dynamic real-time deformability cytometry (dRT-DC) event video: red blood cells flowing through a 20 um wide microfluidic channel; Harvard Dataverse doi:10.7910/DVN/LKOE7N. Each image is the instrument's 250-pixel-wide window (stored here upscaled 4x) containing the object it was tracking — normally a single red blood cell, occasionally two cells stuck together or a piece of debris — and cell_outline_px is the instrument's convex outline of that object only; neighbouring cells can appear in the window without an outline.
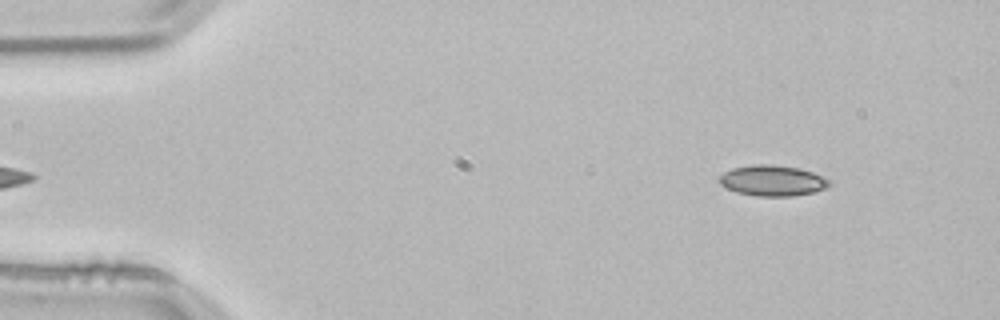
{"species": "common noctule bat (a hibernating species)", "species_latin": "Nyctalus noctula", "temperature_condition": "room temperature", "stored_images_in_passage": 50, "camera_frame_rate_fps": 3000, "um_per_image_px": 0.085, "animal": {"sex": "male", "body_mass_g": 21.5, "forearm_length_mm": 52.0}, "frame": {"image": 1, "passage_image": 2, "time_ms": 0.333, "image_size_px": [1000, 320], "cell_outline_px": [[832, 184], [828, 188], [812, 192], [792, 196], [756, 196], [736, 192], [720, 184], [720, 176], [724, 172], [732, 168], [752, 164], [772, 164], [800, 168], [812, 172], [828, 180]], "centroid_in_image_um": [65.66, 15.34], "position_along_channel_um": 19.3, "area_um2": 19.65}}
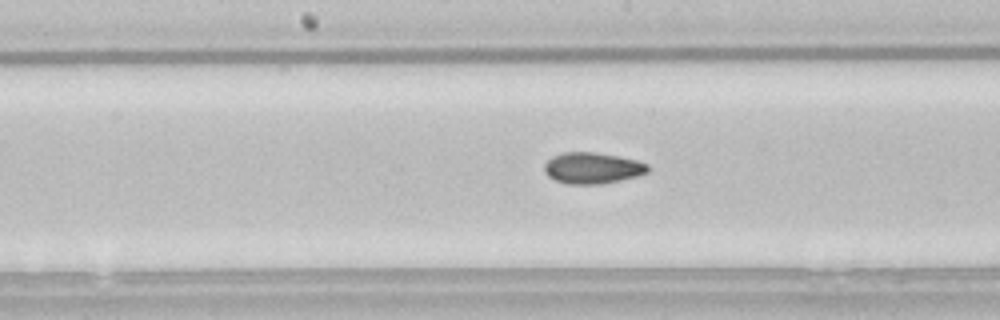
{"frame": {"image": 2, "passage_image": 23, "time_ms": 7.333, "image_size_px": [1000, 320], "cell_outline_px": [[648, 172], [636, 176], [620, 180], [600, 184], [568, 184], [556, 180], [548, 176], [544, 172], [544, 164], [552, 156], [564, 152], [596, 152], [636, 160], [648, 164]], "centroid_in_image_um": [50.33, 14.28], "position_along_channel_um": 197.9, "area_um2": 18.73}}
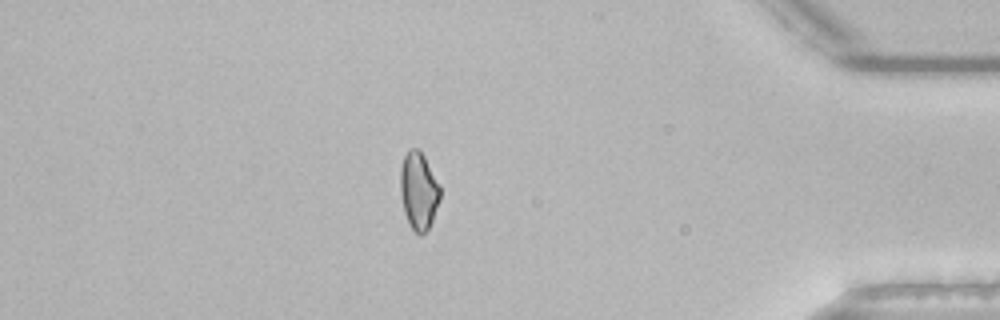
{"frame": {"image": 3, "passage_image": 42, "time_ms": 13.667, "image_size_px": [1000, 320], "cell_outline_px": [[440, 200], [432, 220], [428, 228], [420, 236], [408, 224], [404, 212], [400, 192], [400, 168], [404, 156], [408, 148], [420, 148], [440, 184]], "centroid_in_image_um": [35.58, 16.18], "position_along_channel_um": 399.6, "area_um2": 18.21}}